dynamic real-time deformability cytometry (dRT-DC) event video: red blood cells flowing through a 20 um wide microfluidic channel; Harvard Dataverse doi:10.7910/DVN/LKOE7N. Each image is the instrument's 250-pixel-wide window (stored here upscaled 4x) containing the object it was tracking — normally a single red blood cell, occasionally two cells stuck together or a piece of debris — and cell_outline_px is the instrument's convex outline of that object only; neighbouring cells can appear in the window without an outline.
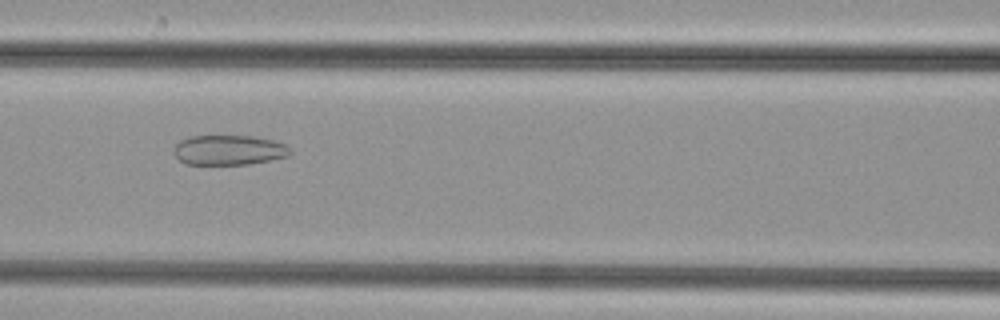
{"species": "common noctule bat (a hibernating species)", "species_latin": "Nyctalus noctula", "temperature_condition": "cold", "stored_images_in_passage": 33, "camera_frame_rate_fps": 3000, "um_per_image_px": 0.085, "animal": {"sex": "female", "body_mass_g": 29.2, "forearm_length_mm": 56.3}, "frame": {"image": 1, "passage_image": 11, "time_ms": 3.333, "image_size_px": [1000, 320], "cell_outline_px": [[292, 152], [288, 156], [248, 164], [184, 164], [172, 152], [176, 144], [180, 140], [188, 136], [252, 136], [272, 140], [288, 144], [292, 148]], "centroid_in_image_um": [19.46, 12.75], "position_along_channel_um": 147.1, "area_um2": 20.4}}
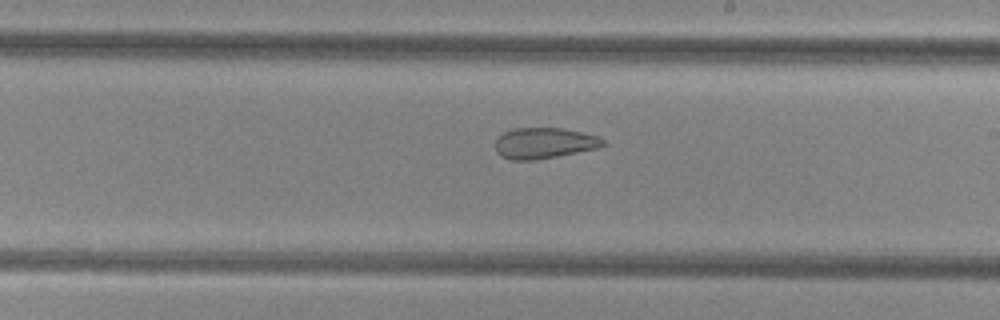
{"frame": {"image": 2, "passage_image": 18, "time_ms": 5.667, "image_size_px": [1000, 320], "cell_outline_px": [[608, 144], [600, 148], [536, 160], [512, 160], [500, 156], [496, 152], [496, 140], [504, 132], [516, 128], [564, 128], [596, 136], [604, 140]], "centroid_in_image_um": [46.28, 12.17], "position_along_channel_um": 242.7, "area_um2": 19.42}}
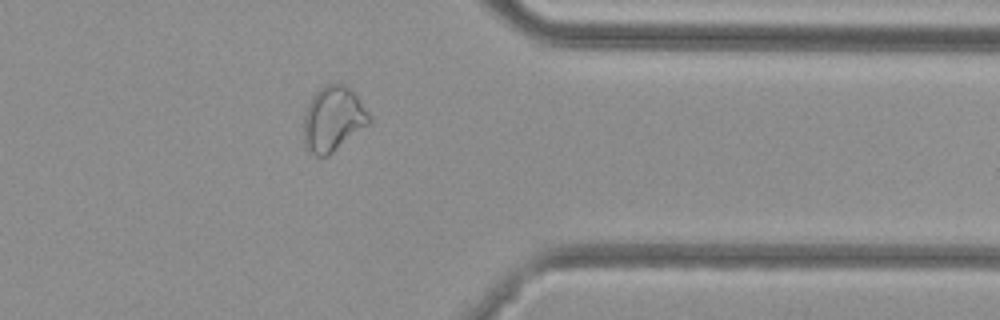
{"frame": {"image": 3, "passage_image": 29, "time_ms": 9.333, "image_size_px": [1000, 320], "cell_outline_px": [[372, 120], [368, 124], [328, 156], [316, 156], [304, 144], [304, 112], [312, 96], [324, 84], [344, 84], [356, 92], [372, 116]], "centroid_in_image_um": [28.34, 10.07], "position_along_channel_um": 383.1, "area_um2": 24.91}}